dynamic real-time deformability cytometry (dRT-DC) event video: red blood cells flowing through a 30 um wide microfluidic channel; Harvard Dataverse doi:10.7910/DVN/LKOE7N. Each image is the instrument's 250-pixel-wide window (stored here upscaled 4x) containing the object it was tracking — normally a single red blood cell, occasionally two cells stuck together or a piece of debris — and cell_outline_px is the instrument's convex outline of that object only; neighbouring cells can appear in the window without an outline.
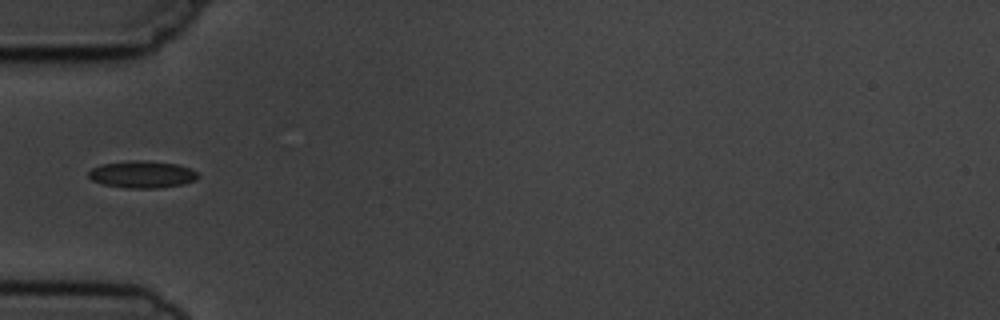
{"species": "common noctule bat (a hibernating species)", "species_latin": "Nyctalus noctula", "temperature_condition": "cold", "stored_images_in_passage": 9, "camera_frame_rate_fps": 3000, "um_per_image_px": 0.085, "animal": {"sex": "male", "body_mass_g": 19.5, "forearm_length_mm": 54.6}, "frame": {"image": 1, "passage_image": 6, "time_ms": 6.0, "image_size_px": [1000, 320], "cell_outline_px": [[200, 176], [196, 180], [184, 184], [160, 188], [124, 188], [100, 184], [92, 180], [88, 176], [88, 172], [92, 168], [100, 164], [132, 160], [140, 160], [176, 164], [188, 168], [196, 172]], "centroid_in_image_um": [12.05, 14.83], "position_along_channel_um": 72.9, "area_um2": 17.4}}
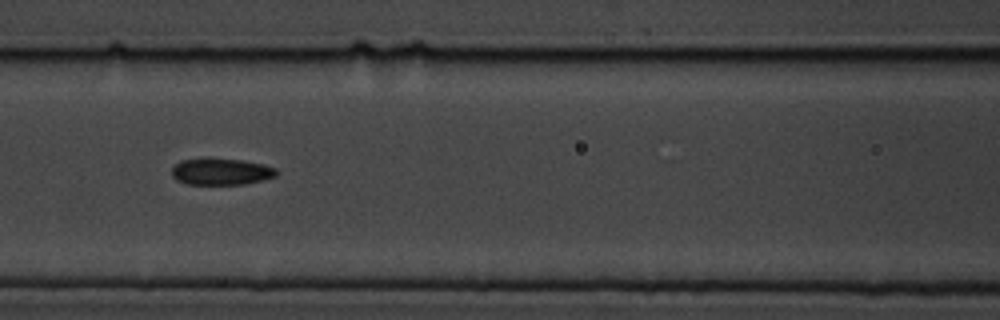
{"frame": {"image": 2, "passage_image": 8, "time_ms": 8.0, "image_size_px": [1000, 320], "cell_outline_px": [[280, 172], [276, 176], [244, 184], [188, 184], [176, 180], [172, 176], [172, 168], [180, 160], [204, 156], [208, 156], [240, 160], [264, 164], [276, 168]], "centroid_in_image_um": [18.77, 14.55], "position_along_channel_um": 147.8, "area_um2": 16.7}}
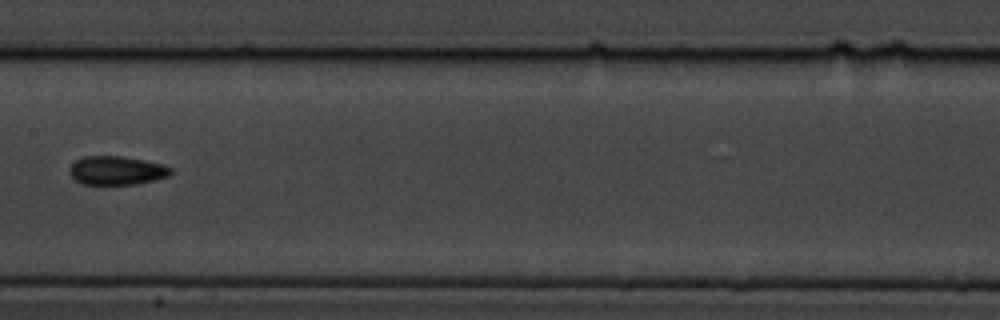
{"frame": {"image": 3, "passage_image": 9, "time_ms": 9.333, "image_size_px": [1000, 320], "cell_outline_px": [[172, 172], [168, 176], [136, 184], [80, 184], [68, 172], [68, 168], [76, 160], [84, 156], [120, 156], [144, 160], [160, 164], [172, 168]], "centroid_in_image_um": [9.87, 14.49], "position_along_channel_um": 197.5, "area_um2": 16.82}}